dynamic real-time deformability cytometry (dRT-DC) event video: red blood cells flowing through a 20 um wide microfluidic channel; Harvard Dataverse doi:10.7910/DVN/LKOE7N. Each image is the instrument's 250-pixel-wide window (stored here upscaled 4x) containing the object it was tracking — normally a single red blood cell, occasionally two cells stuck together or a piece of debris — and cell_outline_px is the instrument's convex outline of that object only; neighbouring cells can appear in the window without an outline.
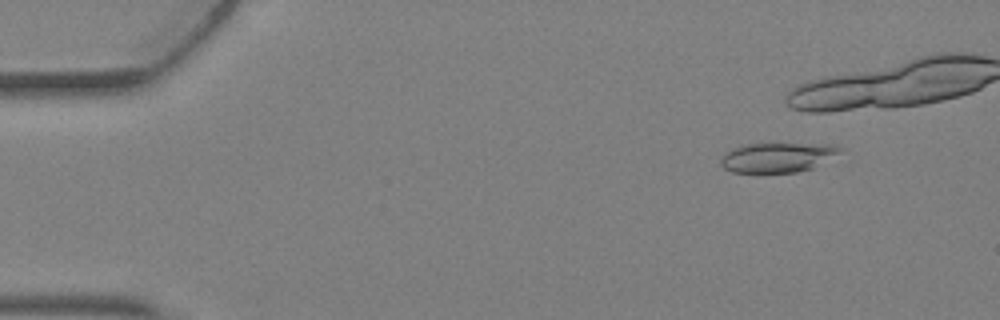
{"species": "Egyptian fruit bat (a non-hibernating species)", "species_latin": "Rousettus aegyptiacus", "temperature_condition": "warm", "stored_images_in_passage": 7, "camera_frame_rate_fps": 3000, "um_per_image_px": 0.085, "animal": {"sex": "female"}, "frame": {"image": 1, "passage_image": 2, "time_ms": 0.333, "image_size_px": [1000, 320], "cell_outline_px": [[840, 148], [836, 152], [812, 168], [796, 172], [732, 172], [724, 168], [720, 164], [720, 160], [724, 152], [744, 144], [832, 144]], "centroid_in_image_um": [65.95, 13.38], "position_along_channel_um": 19.0, "area_um2": 20.0}}